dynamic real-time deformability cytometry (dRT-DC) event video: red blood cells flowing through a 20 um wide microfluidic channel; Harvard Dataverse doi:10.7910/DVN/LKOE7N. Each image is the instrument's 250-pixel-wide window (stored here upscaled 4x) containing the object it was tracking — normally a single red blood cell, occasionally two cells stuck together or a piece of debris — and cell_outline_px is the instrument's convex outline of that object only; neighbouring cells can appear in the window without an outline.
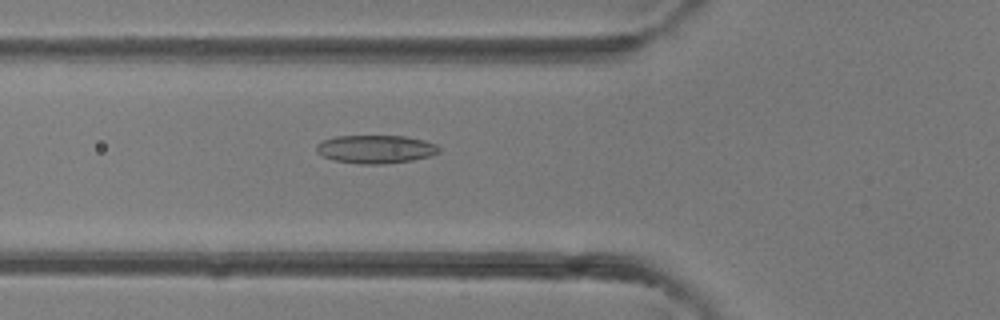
{"species": "common noctule bat (a hibernating species)", "species_latin": "Nyctalus noctula", "temperature_condition": "room temperature", "stored_images_in_passage": 36, "camera_frame_rate_fps": 3000, "um_per_image_px": 0.085, "animal": {"sex": "female"}, "frame": {"image": 1, "passage_image": 15, "time_ms": 4.667, "image_size_px": [1000, 320], "cell_outline_px": [[440, 152], [428, 156], [412, 160], [380, 164], [360, 164], [336, 160], [324, 156], [316, 152], [316, 144], [324, 140], [336, 136], [404, 136], [424, 140], [436, 144], [440, 148]], "centroid_in_image_um": [31.94, 12.67], "position_along_channel_um": 93.9, "area_um2": 20.0}}
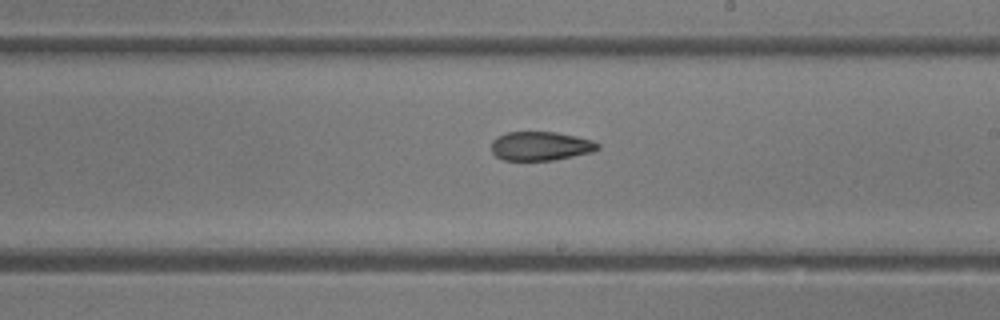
{"frame": {"image": 2, "passage_image": 24, "time_ms": 7.667, "image_size_px": [1000, 320], "cell_outline_px": [[600, 148], [592, 152], [552, 160], [504, 160], [496, 156], [492, 152], [492, 140], [496, 136], [508, 132], [556, 132], [576, 136], [592, 140], [600, 144]], "centroid_in_image_um": [45.94, 12.4], "position_along_channel_um": 243.1, "area_um2": 17.92}}
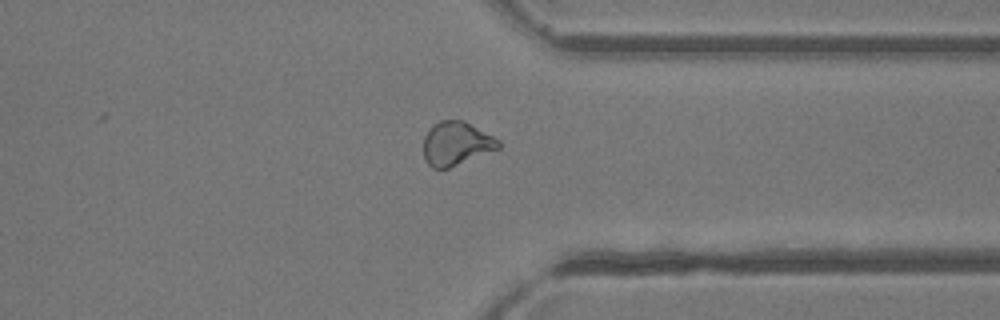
{"frame": {"image": 3, "passage_image": 32, "time_ms": 10.333, "image_size_px": [1000, 320], "cell_outline_px": [[500, 148], [448, 168], [432, 168], [424, 160], [424, 136], [428, 128], [432, 124], [440, 120], [464, 120], [500, 140]], "centroid_in_image_um": [38.76, 12.18], "position_along_channel_um": 372.6, "area_um2": 19.13}}